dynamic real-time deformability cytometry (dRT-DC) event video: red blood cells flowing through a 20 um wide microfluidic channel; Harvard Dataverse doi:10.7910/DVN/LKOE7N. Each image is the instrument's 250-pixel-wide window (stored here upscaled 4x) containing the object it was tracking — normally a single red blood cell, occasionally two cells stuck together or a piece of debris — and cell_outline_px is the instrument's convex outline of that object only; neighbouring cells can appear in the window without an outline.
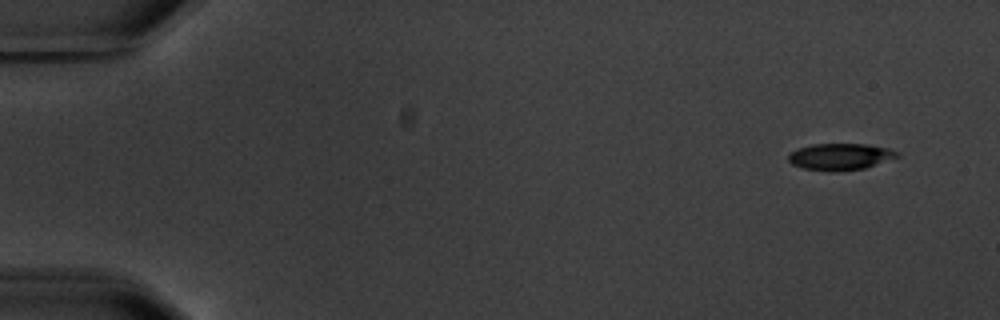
{"species": "common noctule bat (a hibernating species)", "species_latin": "Nyctalus noctula", "temperature_condition": "warm", "stored_images_in_passage": 6, "camera_frame_rate_fps": 3000, "um_per_image_px": 0.085, "animal": {"sex": "male", "body_mass_g": 20.1, "forearm_length_mm": 53.5}, "frame": {"image": 1, "passage_image": 1, "time_ms": 0.0, "image_size_px": [1000, 320], "cell_outline_px": [[900, 156], [864, 168], [804, 168], [792, 164], [788, 160], [788, 156], [792, 152], [800, 148], [812, 144], [868, 144], [888, 148], [900, 152]], "centroid_in_image_um": [71.48, 13.25], "position_along_channel_um": 13.5, "area_um2": 15.9}}
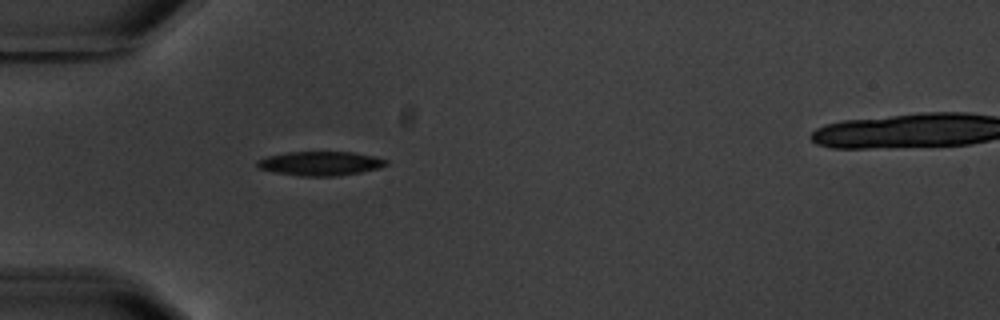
{"frame": {"image": 2, "passage_image": 5, "time_ms": 4.667, "image_size_px": [1000, 320], "cell_outline_px": [[388, 164], [380, 168], [360, 172], [336, 176], [300, 176], [272, 172], [256, 168], [256, 160], [268, 156], [288, 152], [352, 152], [376, 156], [388, 160]], "centroid_in_image_um": [27.21, 13.89], "position_along_channel_um": 57.8, "area_um2": 18.32}}